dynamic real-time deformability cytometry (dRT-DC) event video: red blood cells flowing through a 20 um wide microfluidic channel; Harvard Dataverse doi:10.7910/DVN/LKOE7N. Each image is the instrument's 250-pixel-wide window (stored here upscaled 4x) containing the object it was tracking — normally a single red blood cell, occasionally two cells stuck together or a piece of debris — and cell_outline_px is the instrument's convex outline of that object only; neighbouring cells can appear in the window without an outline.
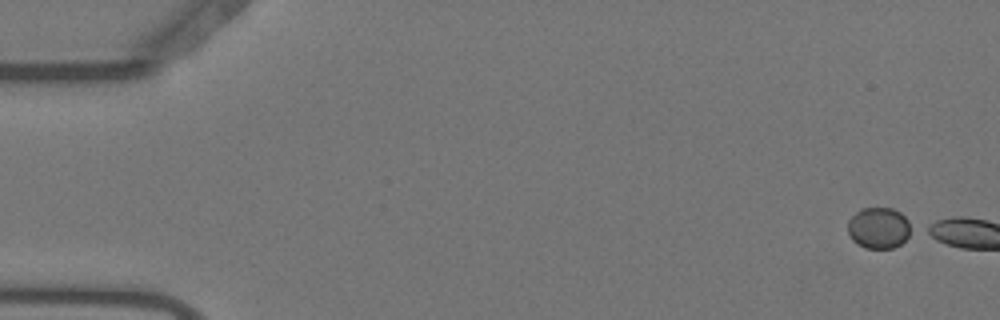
{"species": "Egyptian fruit bat (a non-hibernating species)", "species_latin": "Rousettus aegyptiacus", "temperature_condition": "warm", "stored_images_in_passage": 4, "camera_frame_rate_fps": 3000, "um_per_image_px": 0.085, "animal": {"sex": "female"}, "frame": {"image": 1, "passage_image": 1, "time_ms": 0.0, "image_size_px": [1000, 320], "cell_outline_px": [[916, 232], [900, 244], [892, 248], [864, 248], [856, 244], [852, 240], [848, 232], [848, 220], [860, 208], [892, 208], [900, 212], [916, 228]], "centroid_in_image_um": [74.76, 19.38], "position_along_channel_um": 10.2, "area_um2": 15.72}}